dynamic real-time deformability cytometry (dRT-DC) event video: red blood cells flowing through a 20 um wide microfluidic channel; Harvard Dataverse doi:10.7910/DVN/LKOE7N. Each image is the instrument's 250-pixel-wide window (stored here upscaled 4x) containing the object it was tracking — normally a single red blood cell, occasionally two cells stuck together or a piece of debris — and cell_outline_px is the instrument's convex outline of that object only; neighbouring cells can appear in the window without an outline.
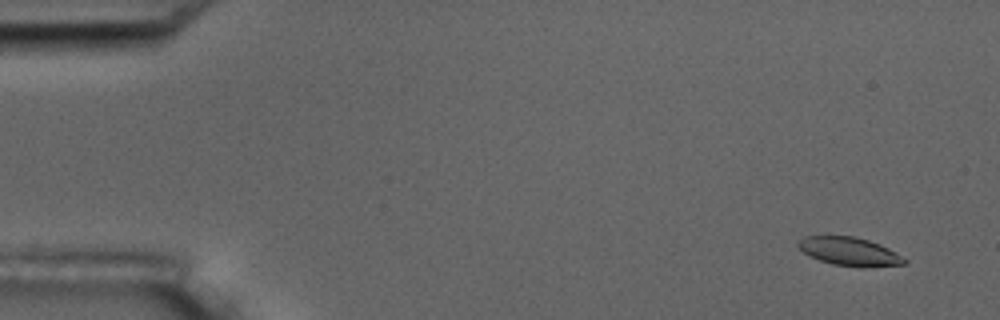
{"species": "common noctule bat (a hibernating species)", "species_latin": "Nyctalus noctula", "temperature_condition": "room temperature", "stored_images_in_passage": 4, "camera_frame_rate_fps": 3000, "um_per_image_px": 0.085, "animal": {"sex": "male", "body_mass_g": 17.5, "forearm_length_mm": 52.3}, "frame": {"image": 1, "passage_image": 1, "time_ms": 0.0, "image_size_px": [1000, 320], "cell_outline_px": [[908, 260], [904, 264], [864, 268], [860, 268], [832, 264], [808, 256], [796, 244], [804, 236], [856, 236], [880, 244], [888, 248]], "centroid_in_image_um": [72.21, 21.39], "position_along_channel_um": 12.8, "area_um2": 17.69}}
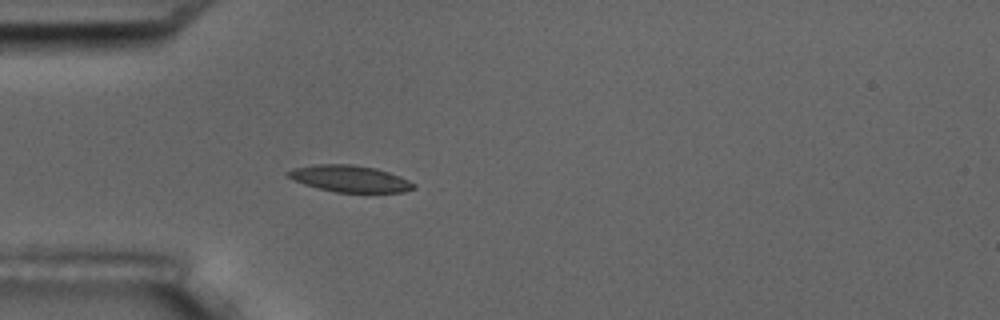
{"frame": {"image": 2, "passage_image": 4, "time_ms": 4.333, "image_size_px": [1000, 320], "cell_outline_px": [[416, 188], [404, 192], [336, 192], [304, 184], [288, 176], [284, 172], [296, 168], [320, 164], [352, 164], [376, 168], [400, 176], [416, 184]], "centroid_in_image_um": [29.79, 15.19], "position_along_channel_um": 55.2, "area_um2": 19.25}}